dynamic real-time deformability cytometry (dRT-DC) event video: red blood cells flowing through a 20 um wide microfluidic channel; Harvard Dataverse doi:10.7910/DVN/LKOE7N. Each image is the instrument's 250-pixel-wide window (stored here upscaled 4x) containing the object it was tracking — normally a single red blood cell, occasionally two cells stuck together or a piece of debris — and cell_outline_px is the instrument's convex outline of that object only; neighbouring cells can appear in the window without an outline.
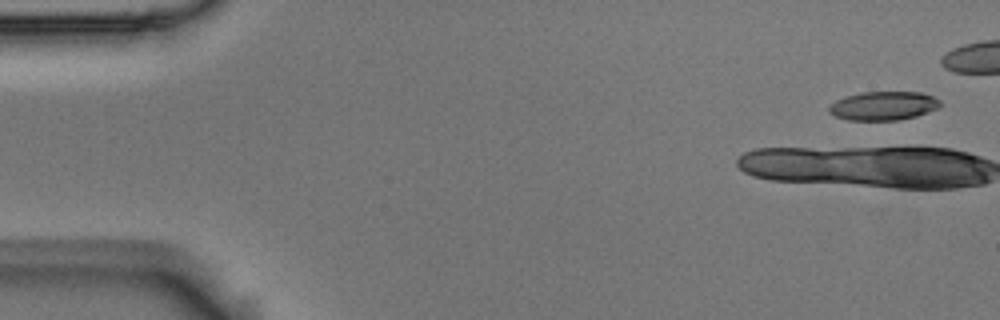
{"species": "Egyptian fruit bat (a non-hibernating species)", "species_latin": "Rousettus aegyptiacus", "temperature_condition": "room temperature", "stored_images_in_passage": 6, "camera_frame_rate_fps": 3000, "um_per_image_px": 0.085, "animal": {"sex": "male"}, "frame": {"image": 1, "passage_image": 1, "time_ms": 0.0, "image_size_px": [1000, 320], "cell_outline_px": [[940, 104], [936, 108], [928, 112], [916, 116], [900, 120], [848, 120], [836, 116], [828, 112], [828, 108], [836, 100], [844, 96], [860, 92], [920, 92], [932, 96], [940, 100]], "centroid_in_image_um": [75.07, 8.99], "position_along_channel_um": 9.9, "area_um2": 18.61}}
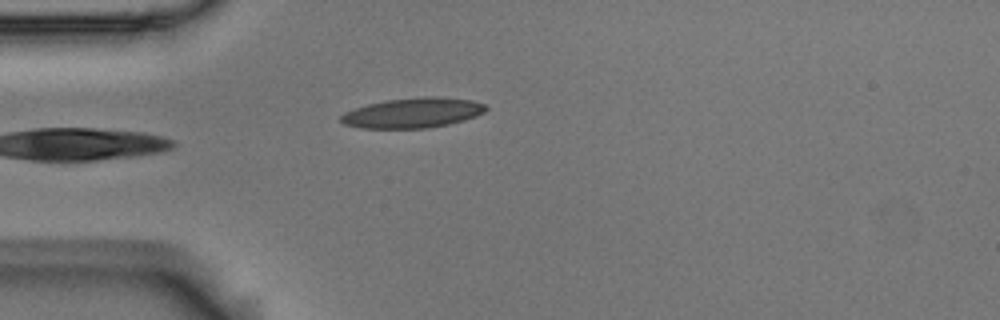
{"frame": {"image": 2, "passage_image": 6, "time_ms": 1.667, "image_size_px": [1000, 320], "cell_outline_px": [[488, 108], [484, 112], [476, 116], [464, 120], [448, 124], [424, 128], [360, 128], [344, 124], [340, 120], [340, 116], [344, 112], [368, 104], [388, 100], [424, 96], [440, 96], [472, 100], [484, 104]], "centroid_in_image_um": [35.1, 9.59], "position_along_channel_um": 49.9, "area_um2": 25.32}}